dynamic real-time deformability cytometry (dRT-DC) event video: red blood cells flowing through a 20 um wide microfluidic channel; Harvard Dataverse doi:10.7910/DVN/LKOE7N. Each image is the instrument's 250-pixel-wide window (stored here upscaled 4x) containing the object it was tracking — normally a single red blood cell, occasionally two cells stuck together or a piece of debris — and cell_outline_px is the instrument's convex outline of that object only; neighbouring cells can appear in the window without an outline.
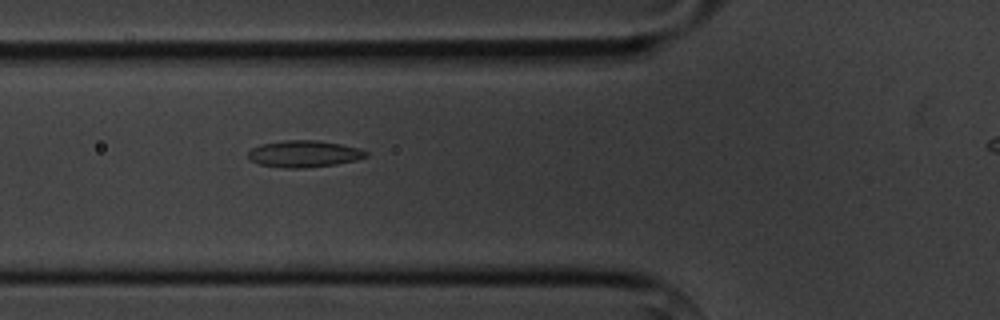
{"species": "common noctule bat (a hibernating species)", "species_latin": "Nyctalus noctula", "temperature_condition": "cold", "stored_images_in_passage": 7, "camera_frame_rate_fps": 3000, "um_per_image_px": 0.085, "animal": {"sex": "male", "body_mass_g": 20.1, "forearm_length_mm": 53.5}, "frame": {"image": 1, "passage_image": 6, "time_ms": 6.333, "image_size_px": [1000, 320], "cell_outline_px": [[368, 156], [356, 160], [336, 164], [304, 168], [284, 168], [260, 164], [248, 160], [248, 152], [252, 148], [260, 144], [284, 140], [316, 140], [340, 144], [360, 148], [368, 152]], "centroid_in_image_um": [25.83, 13.07], "position_along_channel_um": 100.0, "area_um2": 18.44}}